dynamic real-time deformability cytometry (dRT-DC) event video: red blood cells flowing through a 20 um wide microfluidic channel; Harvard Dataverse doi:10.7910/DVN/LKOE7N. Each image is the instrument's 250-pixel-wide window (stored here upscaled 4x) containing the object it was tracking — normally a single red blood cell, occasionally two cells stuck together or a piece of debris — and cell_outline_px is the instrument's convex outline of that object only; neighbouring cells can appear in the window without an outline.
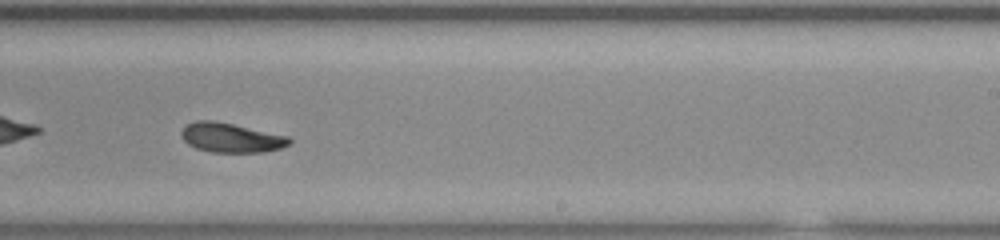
{"species": "common noctule bat (a hibernating species)", "species_latin": "Nyctalus noctula", "temperature_condition": "room temperature", "stored_images_in_passage": 48, "camera_frame_rate_fps": 3000, "um_per_image_px": 0.085, "animal": {"sex": "male", "body_mass_g": 20.0, "forearm_length_mm": 53.3}, "frame": {"image": 1, "passage_image": 28, "time_ms": 9.0, "image_size_px": [1000, 240], "cell_outline_px": [[292, 140], [288, 144], [280, 148], [264, 152], [212, 152], [196, 148], [188, 144], [180, 136], [180, 132], [188, 124], [196, 120], [212, 120], [232, 124], [288, 136]], "centroid_in_image_um": [19.61, 11.71], "position_along_channel_um": 269.4, "area_um2": 18.32}}
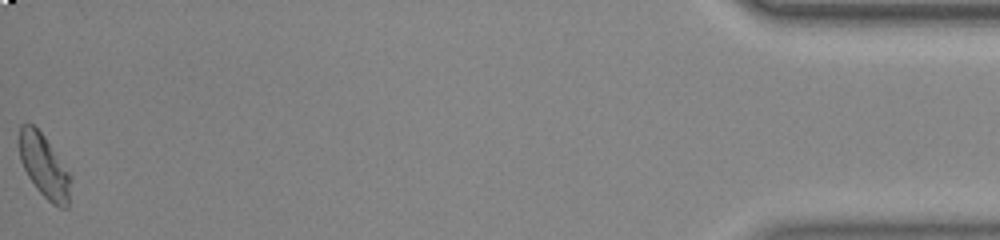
{"frame": {"image": 2, "passage_image": 48, "time_ms": 15.667, "image_size_px": [1000, 240], "cell_outline_px": [[72, 180], [68, 208], [60, 208], [52, 204], [36, 188], [28, 176], [20, 160], [16, 140], [20, 124], [28, 120], [44, 136], [72, 176]], "centroid_in_image_um": [3.72, 14.08], "position_along_channel_um": 431.5, "area_um2": 19.54}, "authors_computed_cell_mechanics": {"area_um2": 18.6405, "velocity_mm_per_s": 3.7364, "shape_relaxation_time_tau1_ms": 6.7674, "shape_relaxation_time_tau2_ms": 5.0011, "deformation_change_tau1": 0.1798, "deformation_change_tau2": 0.0947}}